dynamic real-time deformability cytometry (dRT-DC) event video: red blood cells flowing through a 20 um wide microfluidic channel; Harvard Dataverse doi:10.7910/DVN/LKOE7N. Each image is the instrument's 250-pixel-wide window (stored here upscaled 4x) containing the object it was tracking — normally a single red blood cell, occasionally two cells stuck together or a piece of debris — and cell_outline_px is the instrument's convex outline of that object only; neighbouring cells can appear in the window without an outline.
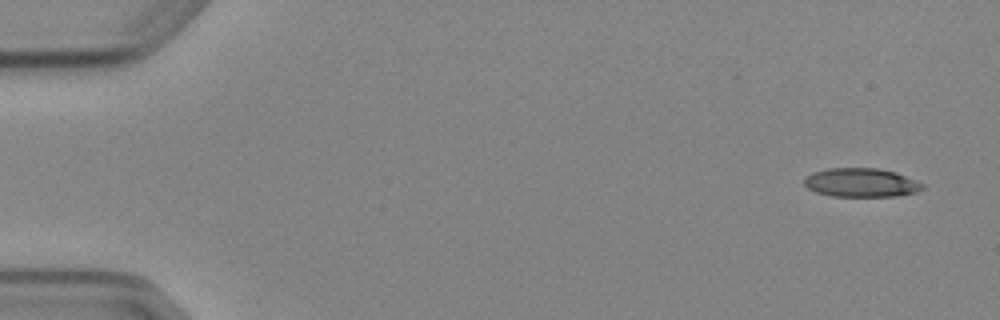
{"species": "Egyptian fruit bat (a non-hibernating species)", "species_latin": "Rousettus aegyptiacus", "temperature_condition": "cold", "stored_images_in_passage": 9, "camera_frame_rate_fps": 3000, "um_per_image_px": 0.085, "animal": {"sex": "female"}, "frame": {"image": 1, "passage_image": 1, "time_ms": 0.0, "image_size_px": [1000, 320], "cell_outline_px": [[924, 188], [916, 192], [896, 196], [832, 196], [816, 192], [808, 188], [804, 184], [804, 176], [812, 172], [828, 168], [880, 168], [896, 172], [924, 184]], "centroid_in_image_um": [73.17, 15.51], "position_along_channel_um": 11.8, "area_um2": 19.94}}
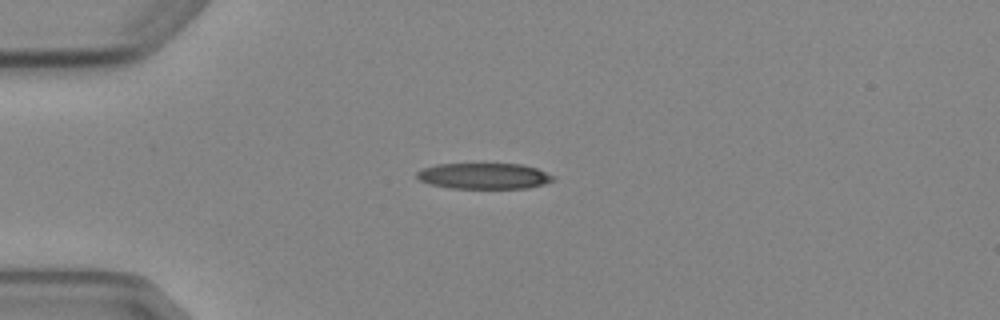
{"frame": {"image": 2, "passage_image": 4, "time_ms": 3.667, "image_size_px": [1000, 320], "cell_outline_px": [[556, 180], [544, 184], [528, 188], [448, 188], [428, 184], [420, 180], [416, 176], [416, 172], [424, 168], [436, 164], [520, 164], [536, 168], [556, 176]], "centroid_in_image_um": [41.15, 14.96], "position_along_channel_um": 43.8, "area_um2": 20.69}}
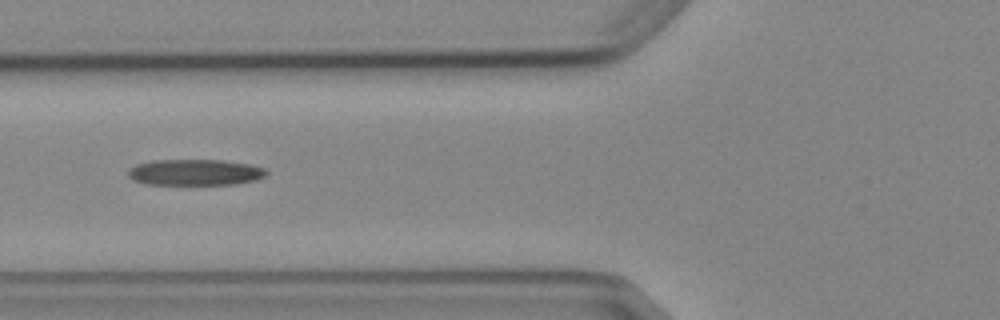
{"frame": {"image": 3, "passage_image": 6, "time_ms": 6.0, "image_size_px": [1000, 320], "cell_outline_px": [[268, 172], [264, 176], [256, 180], [236, 184], [144, 184], [132, 180], [128, 176], [128, 168], [136, 164], [152, 160], [224, 160], [252, 164], [264, 168]], "centroid_in_image_um": [16.56, 14.64], "position_along_channel_um": 109.2, "area_um2": 21.21}}